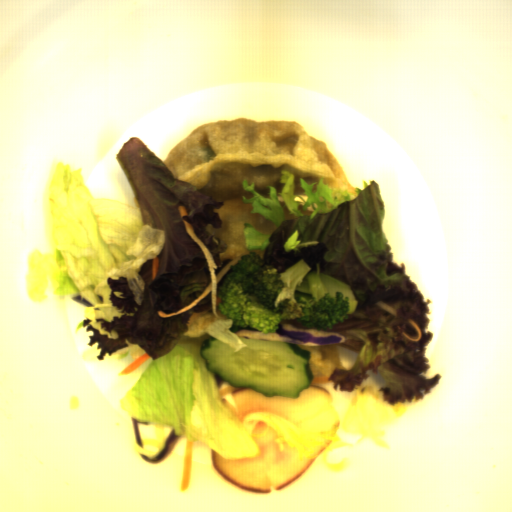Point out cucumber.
Wrapping results in <instances>:
<instances>
[{
    "instance_id": "8b760119",
    "label": "cucumber",
    "mask_w": 512,
    "mask_h": 512,
    "mask_svg": "<svg viewBox=\"0 0 512 512\" xmlns=\"http://www.w3.org/2000/svg\"><path fill=\"white\" fill-rule=\"evenodd\" d=\"M247 345L238 351L209 337L203 340L200 357L205 368L233 388H250L265 397H300L314 379L311 352L277 340L239 337Z\"/></svg>"
}]
</instances>
